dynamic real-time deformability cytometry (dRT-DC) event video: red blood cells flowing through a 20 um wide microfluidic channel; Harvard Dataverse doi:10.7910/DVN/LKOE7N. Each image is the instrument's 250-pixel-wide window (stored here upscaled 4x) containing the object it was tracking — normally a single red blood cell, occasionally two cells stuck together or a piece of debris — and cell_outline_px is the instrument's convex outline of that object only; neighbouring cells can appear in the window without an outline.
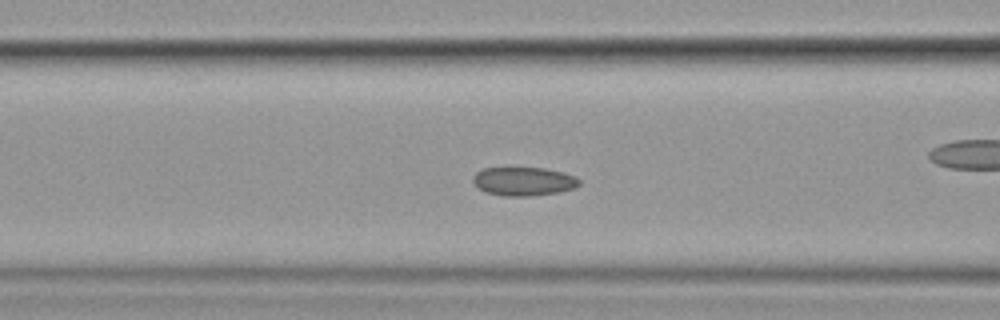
{"species": "common noctule bat (a hibernating species)", "species_latin": "Nyctalus noctula", "temperature_condition": "cold", "stored_images_in_passage": 59, "camera_frame_rate_fps": 3000, "um_per_image_px": 0.085, "animal": {"sex": "female", "body_mass_g": 19.9}, "frame": {"image": 1, "passage_image": 24, "time_ms": 7.667, "image_size_px": [1000, 320], "cell_outline_px": [[580, 184], [576, 188], [560, 192], [532, 196], [504, 196], [484, 192], [472, 180], [472, 176], [476, 172], [484, 168], [544, 168], [564, 172], [576, 176], [580, 180]], "centroid_in_image_um": [44.55, 15.42], "position_along_channel_um": 122.1, "area_um2": 17.92}}
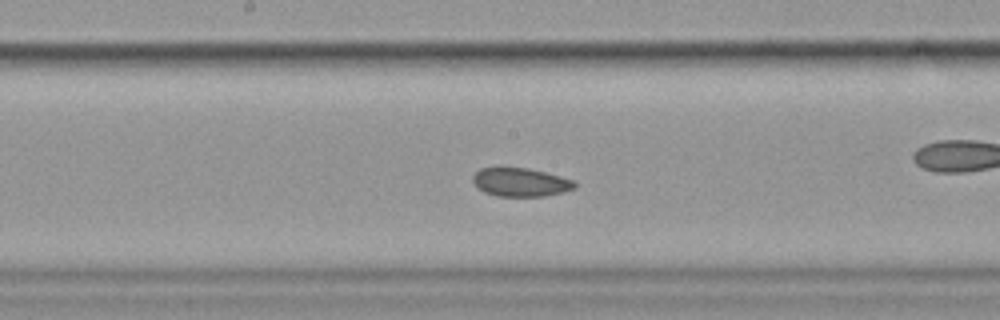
{"frame": {"image": 2, "passage_image": 31, "time_ms": 10.0, "image_size_px": [1000, 320], "cell_outline_px": [[576, 188], [564, 192], [544, 196], [496, 196], [484, 192], [476, 188], [472, 180], [472, 176], [480, 168], [528, 168], [544, 172], [572, 180], [576, 184]], "centroid_in_image_um": [44.21, 15.5], "position_along_channel_um": 204.0, "area_um2": 16.88}}
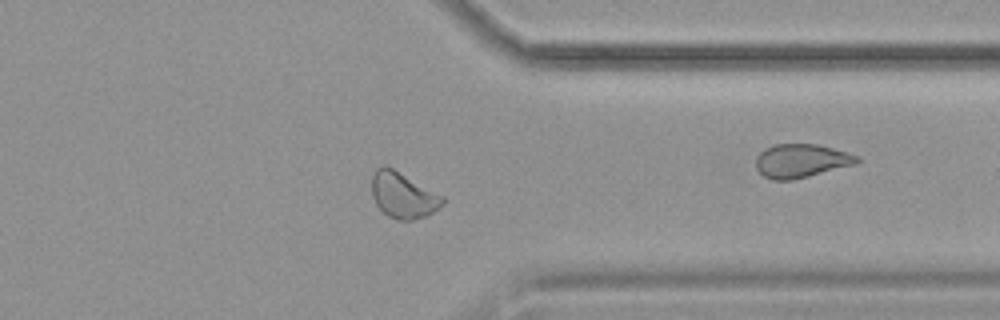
{"frame": {"image": 3, "passage_image": 46, "time_ms": 15.0, "image_size_px": [1000, 320], "cell_outline_px": [[444, 204], [428, 216], [412, 220], [396, 220], [388, 216], [376, 204], [372, 196], [372, 176], [376, 168], [384, 164], [392, 168], [444, 196]], "centroid_in_image_um": [34.27, 16.6], "position_along_channel_um": 377.1, "area_um2": 18.96}, "authors_computed_cell_mechanics": {"area_um2": 19.0162, "velocity_mm_per_s": 3.5139, "shape_relaxation_time_tau1_ms": null, "shape_relaxation_time_tau2_ms": 2.9165, "deformation_change_tau1": null, "deformation_change_tau2": 0.0715}}